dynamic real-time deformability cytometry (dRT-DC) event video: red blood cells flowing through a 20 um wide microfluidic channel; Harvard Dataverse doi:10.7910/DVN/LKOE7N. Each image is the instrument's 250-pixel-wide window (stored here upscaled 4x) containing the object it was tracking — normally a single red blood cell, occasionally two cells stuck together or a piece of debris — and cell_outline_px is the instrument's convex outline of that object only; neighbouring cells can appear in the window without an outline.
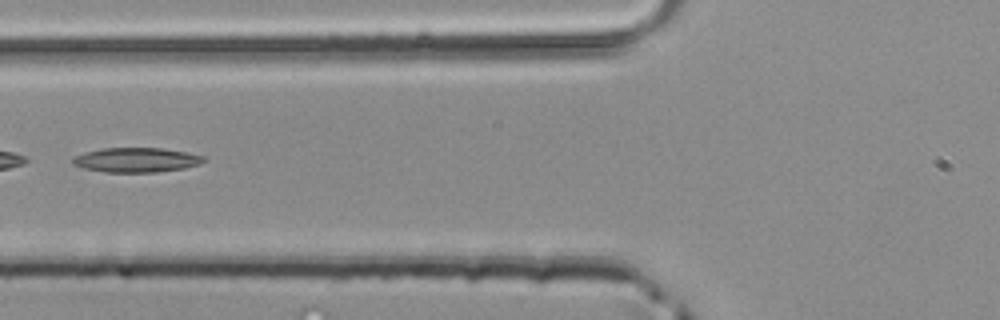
{"species": "common noctule bat (a hibernating species)", "species_latin": "Nyctalus noctula", "temperature_condition": "room temperature", "stored_images_in_passage": 4, "camera_frame_rate_fps": 3000, "um_per_image_px": 0.085, "animal": {"sex": "male", "body_mass_g": 20.4}, "frame": {"image": 1, "passage_image": 4, "time_ms": 1.0, "image_size_px": [1000, 320], "cell_outline_px": [[208, 160], [200, 164], [184, 168], [156, 172], [104, 172], [84, 168], [72, 164], [72, 160], [76, 156], [84, 152], [104, 148], [160, 148], [188, 152], [204, 156]], "centroid_in_image_um": [11.62, 13.59], "position_along_channel_um": 114.2, "area_um2": 18.79}}